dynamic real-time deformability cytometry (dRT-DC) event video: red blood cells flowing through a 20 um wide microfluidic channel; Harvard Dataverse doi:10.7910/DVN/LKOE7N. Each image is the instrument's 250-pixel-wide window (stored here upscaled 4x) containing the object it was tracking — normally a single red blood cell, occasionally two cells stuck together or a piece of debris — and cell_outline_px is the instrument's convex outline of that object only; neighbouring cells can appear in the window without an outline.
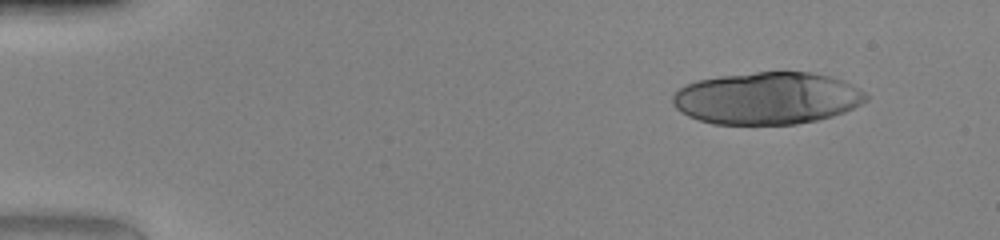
{"species": "human", "species_latin": "Homo sapiens", "temperature_condition": "warm", "stored_images_in_passage": 15, "camera_frame_rate_fps": 3000, "um_per_image_px": 0.085, "donor": {"sex": "female"}, "frame": {"image": 1, "passage_image": 1, "time_ms": 0.0, "image_size_px": [1000, 240], "cell_outline_px": [[868, 100], [844, 112], [832, 116], [816, 120], [796, 124], [712, 124], [688, 116], [680, 112], [672, 104], [672, 96], [684, 84], [696, 80], [720, 76], [756, 72], [812, 72], [832, 76], [844, 80], [852, 84], [864, 92], [868, 96]], "centroid_in_image_um": [65.2, 8.34], "position_along_channel_um": 19.8, "area_um2": 59.07}}
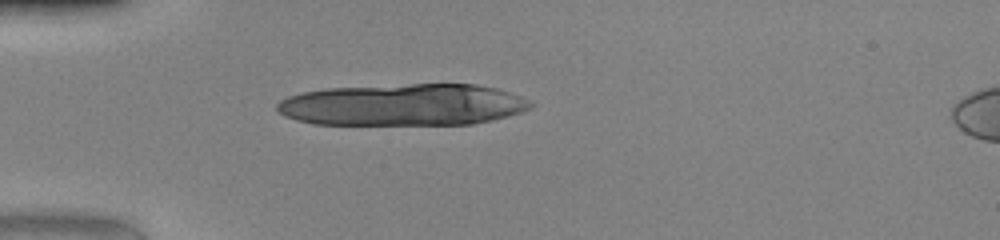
{"frame": {"image": 2, "passage_image": 10, "time_ms": 3.0, "image_size_px": [1000, 240], "cell_outline_px": [[536, 104], [532, 108], [508, 116], [492, 120], [472, 124], [312, 124], [296, 120], [284, 116], [276, 108], [276, 104], [280, 100], [288, 96], [304, 92], [328, 88], [412, 84], [476, 84], [496, 88], [532, 100]], "centroid_in_image_um": [34.3, 8.91], "position_along_channel_um": 50.7, "area_um2": 61.96}}